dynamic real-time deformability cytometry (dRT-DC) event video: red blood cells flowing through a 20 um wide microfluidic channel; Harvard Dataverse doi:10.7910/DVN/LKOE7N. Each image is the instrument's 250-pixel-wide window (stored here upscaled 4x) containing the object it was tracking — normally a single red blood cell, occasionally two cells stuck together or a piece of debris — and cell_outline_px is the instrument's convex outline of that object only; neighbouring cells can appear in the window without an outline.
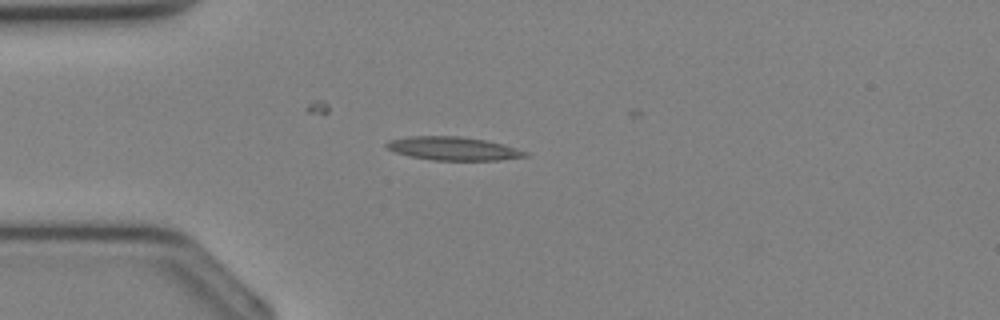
{"species": "Egyptian fruit bat (a non-hibernating species)", "species_latin": "Rousettus aegyptiacus", "temperature_condition": "cold", "stored_images_in_passage": 33, "camera_frame_rate_fps": 3000, "um_per_image_px": 0.085, "animal": {"sex": "female"}, "frame": {"image": 1, "passage_image": 6, "time_ms": 1.667, "image_size_px": [1000, 320], "cell_outline_px": [[528, 156], [496, 160], [432, 160], [408, 156], [396, 152], [388, 148], [384, 144], [388, 140], [412, 136], [460, 136], [488, 140], [504, 144], [528, 152]], "centroid_in_image_um": [38.52, 12.62], "position_along_channel_um": 46.5, "area_um2": 18.96}}
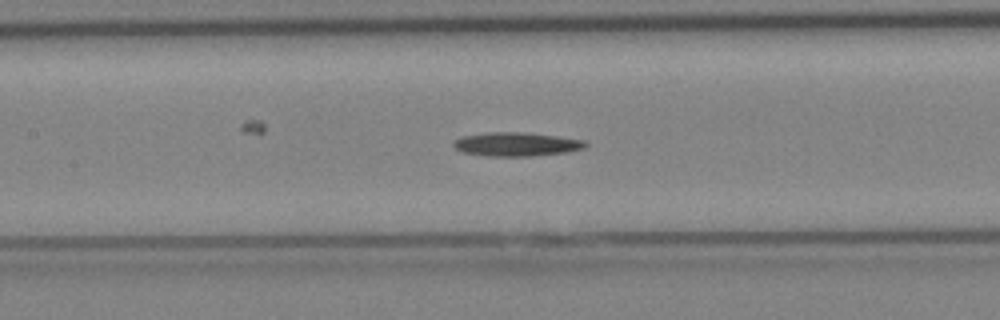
{"frame": {"image": 2, "passage_image": 13, "time_ms": 4.0, "image_size_px": [1000, 320], "cell_outline_px": [[588, 144], [584, 148], [568, 152], [532, 156], [488, 156], [464, 152], [456, 148], [452, 144], [460, 136], [488, 132], [524, 132], [556, 136], [584, 140]], "centroid_in_image_um": [43.9, 12.25], "position_along_channel_um": 163.5, "area_um2": 18.26}}
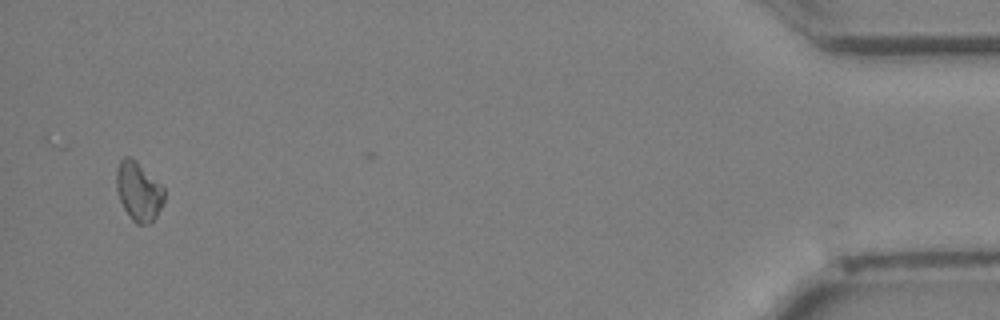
{"frame": {"image": 3, "passage_image": 31, "time_ms": 10.0, "image_size_px": [1000, 320], "cell_outline_px": [[164, 204], [156, 216], [148, 224], [136, 224], [128, 216], [120, 200], [116, 188], [116, 168], [120, 160], [124, 156], [132, 156], [164, 188]], "centroid_in_image_um": [11.77, 16.25], "position_along_channel_um": 423.4, "area_um2": 16.53}}